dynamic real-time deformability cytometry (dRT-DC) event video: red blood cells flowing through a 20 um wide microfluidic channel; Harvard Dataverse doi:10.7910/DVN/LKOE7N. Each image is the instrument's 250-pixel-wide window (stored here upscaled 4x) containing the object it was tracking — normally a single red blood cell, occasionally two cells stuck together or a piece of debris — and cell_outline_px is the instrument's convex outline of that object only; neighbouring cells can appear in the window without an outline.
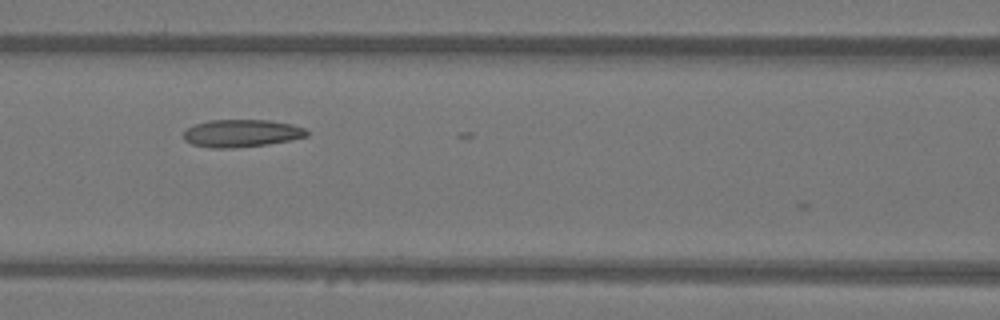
{"species": "Egyptian fruit bat (a non-hibernating species)", "species_latin": "Rousettus aegyptiacus", "temperature_condition": "warm", "stored_images_in_passage": 7, "camera_frame_rate_fps": 3000, "um_per_image_px": 0.085, "animal": {"sex": "female"}, "frame": {"image": 1, "passage_image": 4, "time_ms": 1.0, "image_size_px": [1000, 320], "cell_outline_px": [[308, 136], [292, 140], [268, 144], [232, 148], [212, 148], [192, 144], [184, 140], [184, 132], [188, 128], [196, 124], [208, 120], [268, 120], [292, 124], [304, 128], [308, 132]], "centroid_in_image_um": [20.55, 11.33], "position_along_channel_um": 146.1, "area_um2": 19.77}}